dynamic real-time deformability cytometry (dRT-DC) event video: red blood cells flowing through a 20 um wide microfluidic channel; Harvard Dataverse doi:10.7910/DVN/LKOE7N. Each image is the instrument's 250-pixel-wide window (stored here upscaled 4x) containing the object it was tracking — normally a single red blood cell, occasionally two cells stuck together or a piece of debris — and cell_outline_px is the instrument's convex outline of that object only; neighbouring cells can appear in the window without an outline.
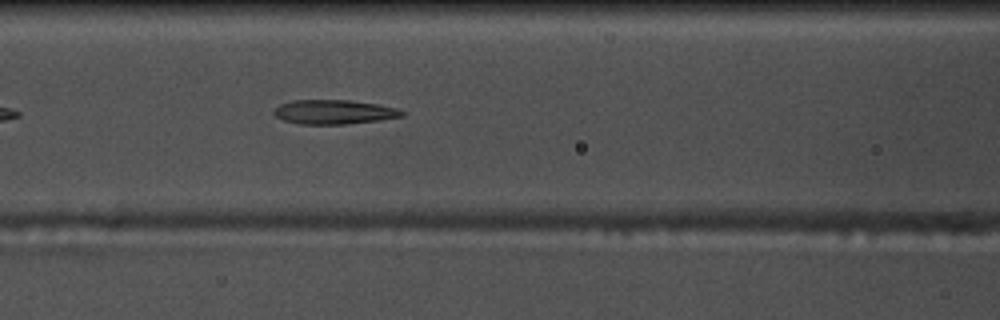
{"species": "common noctule bat (a hibernating species)", "species_latin": "Nyctalus noctula", "temperature_condition": "warm", "stored_images_in_passage": 42, "camera_frame_rate_fps": 3000, "um_per_image_px": 0.085, "animal": {"sex": "male", "body_mass_g": 17.5, "forearm_length_mm": 52.3}, "frame": {"image": 1, "passage_image": 10, "time_ms": 3.0, "image_size_px": [1000, 320], "cell_outline_px": [[404, 116], [380, 120], [348, 124], [300, 124], [284, 120], [276, 116], [272, 112], [280, 104], [292, 100], [348, 100], [376, 104], [400, 108], [404, 112]], "centroid_in_image_um": [28.42, 9.52], "position_along_channel_um": 138.2, "area_um2": 18.15}}
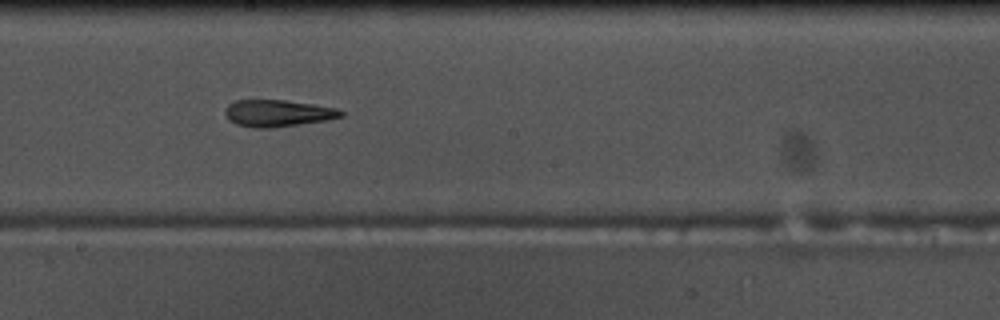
{"frame": {"image": 2, "passage_image": 17, "time_ms": 5.333, "image_size_px": [1000, 320], "cell_outline_px": [[344, 116], [328, 120], [272, 128], [252, 128], [236, 124], [228, 120], [224, 112], [224, 108], [228, 104], [236, 100], [284, 100], [312, 104], [336, 108], [344, 112]], "centroid_in_image_um": [23.58, 9.63], "position_along_channel_um": 224.6, "area_um2": 18.26}}
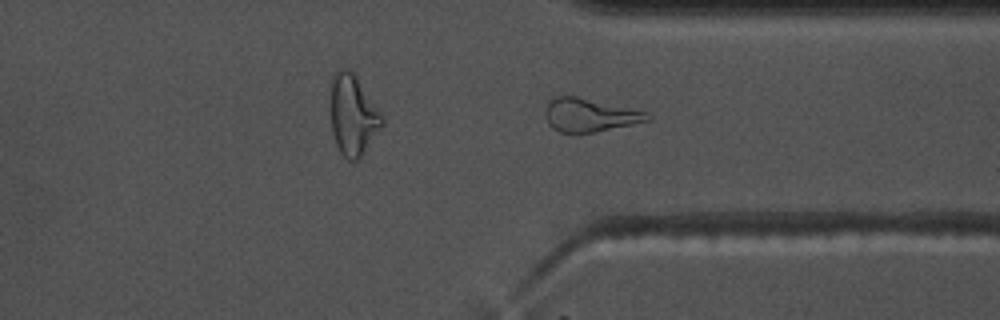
{"frame": {"image": 3, "passage_image": 28, "time_ms": 9.0, "image_size_px": [1000, 320], "cell_outline_px": [[652, 120], [596, 132], [560, 132], [552, 128], [548, 124], [544, 116], [544, 108], [556, 96], [576, 96], [648, 112], [652, 116]], "centroid_in_image_um": [50.13, 9.78], "position_along_channel_um": 361.3, "area_um2": 19.83}, "authors_computed_cell_mechanics": {"area_um2": 19.074, "velocity_mm_per_s": 3.7218, "shape_relaxation_time_tau1_ms": null, "shape_relaxation_time_tau2_ms": 5.6678, "deformation_change_tau1": null, "deformation_change_tau2": 0.1783}}